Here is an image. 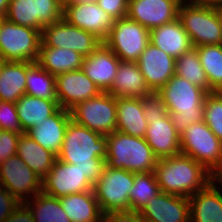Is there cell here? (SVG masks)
<instances>
[{
  "label": "cell",
  "instance_id": "obj_1",
  "mask_svg": "<svg viewBox=\"0 0 222 222\" xmlns=\"http://www.w3.org/2000/svg\"><path fill=\"white\" fill-rule=\"evenodd\" d=\"M106 155V136L69 121L58 160L77 165L94 185L106 167Z\"/></svg>",
  "mask_w": 222,
  "mask_h": 222
},
{
  "label": "cell",
  "instance_id": "obj_2",
  "mask_svg": "<svg viewBox=\"0 0 222 222\" xmlns=\"http://www.w3.org/2000/svg\"><path fill=\"white\" fill-rule=\"evenodd\" d=\"M154 174L160 192L186 198L204 189L213 180L210 172L184 154L158 160Z\"/></svg>",
  "mask_w": 222,
  "mask_h": 222
},
{
  "label": "cell",
  "instance_id": "obj_3",
  "mask_svg": "<svg viewBox=\"0 0 222 222\" xmlns=\"http://www.w3.org/2000/svg\"><path fill=\"white\" fill-rule=\"evenodd\" d=\"M158 93L179 135L189 125L204 121L203 103L208 92L201 87L175 74Z\"/></svg>",
  "mask_w": 222,
  "mask_h": 222
},
{
  "label": "cell",
  "instance_id": "obj_4",
  "mask_svg": "<svg viewBox=\"0 0 222 222\" xmlns=\"http://www.w3.org/2000/svg\"><path fill=\"white\" fill-rule=\"evenodd\" d=\"M106 165L134 173L154 172L158 162L145 138L115 131L106 136Z\"/></svg>",
  "mask_w": 222,
  "mask_h": 222
},
{
  "label": "cell",
  "instance_id": "obj_5",
  "mask_svg": "<svg viewBox=\"0 0 222 222\" xmlns=\"http://www.w3.org/2000/svg\"><path fill=\"white\" fill-rule=\"evenodd\" d=\"M180 149L181 154L193 158L213 176L222 167V141L204 121L185 129L180 135Z\"/></svg>",
  "mask_w": 222,
  "mask_h": 222
},
{
  "label": "cell",
  "instance_id": "obj_6",
  "mask_svg": "<svg viewBox=\"0 0 222 222\" xmlns=\"http://www.w3.org/2000/svg\"><path fill=\"white\" fill-rule=\"evenodd\" d=\"M134 172L112 169L106 165L93 192L103 214L131 211L130 192L134 184Z\"/></svg>",
  "mask_w": 222,
  "mask_h": 222
},
{
  "label": "cell",
  "instance_id": "obj_7",
  "mask_svg": "<svg viewBox=\"0 0 222 222\" xmlns=\"http://www.w3.org/2000/svg\"><path fill=\"white\" fill-rule=\"evenodd\" d=\"M183 3L178 19L193 46L222 44V24L216 8Z\"/></svg>",
  "mask_w": 222,
  "mask_h": 222
},
{
  "label": "cell",
  "instance_id": "obj_8",
  "mask_svg": "<svg viewBox=\"0 0 222 222\" xmlns=\"http://www.w3.org/2000/svg\"><path fill=\"white\" fill-rule=\"evenodd\" d=\"M41 31L14 24L2 18L0 22V56L6 61L37 62Z\"/></svg>",
  "mask_w": 222,
  "mask_h": 222
},
{
  "label": "cell",
  "instance_id": "obj_9",
  "mask_svg": "<svg viewBox=\"0 0 222 222\" xmlns=\"http://www.w3.org/2000/svg\"><path fill=\"white\" fill-rule=\"evenodd\" d=\"M69 111L74 122L103 136L117 131L116 97L108 92L77 103Z\"/></svg>",
  "mask_w": 222,
  "mask_h": 222
},
{
  "label": "cell",
  "instance_id": "obj_10",
  "mask_svg": "<svg viewBox=\"0 0 222 222\" xmlns=\"http://www.w3.org/2000/svg\"><path fill=\"white\" fill-rule=\"evenodd\" d=\"M103 43L121 61L136 62L150 43V30L128 17L120 18Z\"/></svg>",
  "mask_w": 222,
  "mask_h": 222
},
{
  "label": "cell",
  "instance_id": "obj_11",
  "mask_svg": "<svg viewBox=\"0 0 222 222\" xmlns=\"http://www.w3.org/2000/svg\"><path fill=\"white\" fill-rule=\"evenodd\" d=\"M60 0H10L5 18L14 24L42 30L63 19Z\"/></svg>",
  "mask_w": 222,
  "mask_h": 222
},
{
  "label": "cell",
  "instance_id": "obj_12",
  "mask_svg": "<svg viewBox=\"0 0 222 222\" xmlns=\"http://www.w3.org/2000/svg\"><path fill=\"white\" fill-rule=\"evenodd\" d=\"M41 43L53 48L72 49L86 57L95 51L103 41L93 33L71 25L63 18L42 28Z\"/></svg>",
  "mask_w": 222,
  "mask_h": 222
},
{
  "label": "cell",
  "instance_id": "obj_13",
  "mask_svg": "<svg viewBox=\"0 0 222 222\" xmlns=\"http://www.w3.org/2000/svg\"><path fill=\"white\" fill-rule=\"evenodd\" d=\"M91 190H93V184L77 165L58 159H56L51 171L42 180V192L56 198Z\"/></svg>",
  "mask_w": 222,
  "mask_h": 222
},
{
  "label": "cell",
  "instance_id": "obj_14",
  "mask_svg": "<svg viewBox=\"0 0 222 222\" xmlns=\"http://www.w3.org/2000/svg\"><path fill=\"white\" fill-rule=\"evenodd\" d=\"M0 185L21 203L27 200L23 194L42 192V179L17 154L0 164Z\"/></svg>",
  "mask_w": 222,
  "mask_h": 222
},
{
  "label": "cell",
  "instance_id": "obj_15",
  "mask_svg": "<svg viewBox=\"0 0 222 222\" xmlns=\"http://www.w3.org/2000/svg\"><path fill=\"white\" fill-rule=\"evenodd\" d=\"M55 80L56 98L62 109L70 110L77 103L97 97L101 93L82 69L57 75Z\"/></svg>",
  "mask_w": 222,
  "mask_h": 222
},
{
  "label": "cell",
  "instance_id": "obj_16",
  "mask_svg": "<svg viewBox=\"0 0 222 222\" xmlns=\"http://www.w3.org/2000/svg\"><path fill=\"white\" fill-rule=\"evenodd\" d=\"M63 18L73 26L93 33L104 41L114 20L96 2L73 3L64 6Z\"/></svg>",
  "mask_w": 222,
  "mask_h": 222
},
{
  "label": "cell",
  "instance_id": "obj_17",
  "mask_svg": "<svg viewBox=\"0 0 222 222\" xmlns=\"http://www.w3.org/2000/svg\"><path fill=\"white\" fill-rule=\"evenodd\" d=\"M180 4L179 0H129L127 17L151 30L177 19Z\"/></svg>",
  "mask_w": 222,
  "mask_h": 222
},
{
  "label": "cell",
  "instance_id": "obj_18",
  "mask_svg": "<svg viewBox=\"0 0 222 222\" xmlns=\"http://www.w3.org/2000/svg\"><path fill=\"white\" fill-rule=\"evenodd\" d=\"M176 59L149 43L136 61L151 91L158 92L175 75Z\"/></svg>",
  "mask_w": 222,
  "mask_h": 222
},
{
  "label": "cell",
  "instance_id": "obj_19",
  "mask_svg": "<svg viewBox=\"0 0 222 222\" xmlns=\"http://www.w3.org/2000/svg\"><path fill=\"white\" fill-rule=\"evenodd\" d=\"M145 222H190L186 197L159 192L140 210Z\"/></svg>",
  "mask_w": 222,
  "mask_h": 222
},
{
  "label": "cell",
  "instance_id": "obj_20",
  "mask_svg": "<svg viewBox=\"0 0 222 222\" xmlns=\"http://www.w3.org/2000/svg\"><path fill=\"white\" fill-rule=\"evenodd\" d=\"M120 59L102 43L89 56L84 57L82 71L101 92H108L117 73Z\"/></svg>",
  "mask_w": 222,
  "mask_h": 222
},
{
  "label": "cell",
  "instance_id": "obj_21",
  "mask_svg": "<svg viewBox=\"0 0 222 222\" xmlns=\"http://www.w3.org/2000/svg\"><path fill=\"white\" fill-rule=\"evenodd\" d=\"M144 138L158 160L181 154L180 135L169 114L162 119L151 120Z\"/></svg>",
  "mask_w": 222,
  "mask_h": 222
},
{
  "label": "cell",
  "instance_id": "obj_22",
  "mask_svg": "<svg viewBox=\"0 0 222 222\" xmlns=\"http://www.w3.org/2000/svg\"><path fill=\"white\" fill-rule=\"evenodd\" d=\"M70 120V111L60 107L53 115L36 124L26 134L57 156L61 151L66 127Z\"/></svg>",
  "mask_w": 222,
  "mask_h": 222
},
{
  "label": "cell",
  "instance_id": "obj_23",
  "mask_svg": "<svg viewBox=\"0 0 222 222\" xmlns=\"http://www.w3.org/2000/svg\"><path fill=\"white\" fill-rule=\"evenodd\" d=\"M150 43L175 59L194 47L178 18L173 22L152 28Z\"/></svg>",
  "mask_w": 222,
  "mask_h": 222
},
{
  "label": "cell",
  "instance_id": "obj_24",
  "mask_svg": "<svg viewBox=\"0 0 222 222\" xmlns=\"http://www.w3.org/2000/svg\"><path fill=\"white\" fill-rule=\"evenodd\" d=\"M188 200L190 222H222V194L214 180Z\"/></svg>",
  "mask_w": 222,
  "mask_h": 222
},
{
  "label": "cell",
  "instance_id": "obj_25",
  "mask_svg": "<svg viewBox=\"0 0 222 222\" xmlns=\"http://www.w3.org/2000/svg\"><path fill=\"white\" fill-rule=\"evenodd\" d=\"M117 131L144 138L148 122L144 116L142 98L116 97Z\"/></svg>",
  "mask_w": 222,
  "mask_h": 222
},
{
  "label": "cell",
  "instance_id": "obj_26",
  "mask_svg": "<svg viewBox=\"0 0 222 222\" xmlns=\"http://www.w3.org/2000/svg\"><path fill=\"white\" fill-rule=\"evenodd\" d=\"M151 92L137 63L120 61L108 93L115 97L142 98Z\"/></svg>",
  "mask_w": 222,
  "mask_h": 222
},
{
  "label": "cell",
  "instance_id": "obj_27",
  "mask_svg": "<svg viewBox=\"0 0 222 222\" xmlns=\"http://www.w3.org/2000/svg\"><path fill=\"white\" fill-rule=\"evenodd\" d=\"M84 56L72 49L53 48L40 44L37 63L48 73L57 76L82 68Z\"/></svg>",
  "mask_w": 222,
  "mask_h": 222
},
{
  "label": "cell",
  "instance_id": "obj_28",
  "mask_svg": "<svg viewBox=\"0 0 222 222\" xmlns=\"http://www.w3.org/2000/svg\"><path fill=\"white\" fill-rule=\"evenodd\" d=\"M59 200L71 222H102L103 213L93 190L73 193Z\"/></svg>",
  "mask_w": 222,
  "mask_h": 222
},
{
  "label": "cell",
  "instance_id": "obj_29",
  "mask_svg": "<svg viewBox=\"0 0 222 222\" xmlns=\"http://www.w3.org/2000/svg\"><path fill=\"white\" fill-rule=\"evenodd\" d=\"M16 154L42 180L51 171L57 159L52 151L43 148L26 133L18 140Z\"/></svg>",
  "mask_w": 222,
  "mask_h": 222
},
{
  "label": "cell",
  "instance_id": "obj_30",
  "mask_svg": "<svg viewBox=\"0 0 222 222\" xmlns=\"http://www.w3.org/2000/svg\"><path fill=\"white\" fill-rule=\"evenodd\" d=\"M24 133L53 115L59 108L57 100H46L24 94L15 103Z\"/></svg>",
  "mask_w": 222,
  "mask_h": 222
},
{
  "label": "cell",
  "instance_id": "obj_31",
  "mask_svg": "<svg viewBox=\"0 0 222 222\" xmlns=\"http://www.w3.org/2000/svg\"><path fill=\"white\" fill-rule=\"evenodd\" d=\"M27 62L6 61L0 75V100L16 103L26 91Z\"/></svg>",
  "mask_w": 222,
  "mask_h": 222
},
{
  "label": "cell",
  "instance_id": "obj_32",
  "mask_svg": "<svg viewBox=\"0 0 222 222\" xmlns=\"http://www.w3.org/2000/svg\"><path fill=\"white\" fill-rule=\"evenodd\" d=\"M26 95L46 100H57L55 76L37 62H27Z\"/></svg>",
  "mask_w": 222,
  "mask_h": 222
},
{
  "label": "cell",
  "instance_id": "obj_33",
  "mask_svg": "<svg viewBox=\"0 0 222 222\" xmlns=\"http://www.w3.org/2000/svg\"><path fill=\"white\" fill-rule=\"evenodd\" d=\"M200 63L210 85V93L222 92V44L196 46Z\"/></svg>",
  "mask_w": 222,
  "mask_h": 222
},
{
  "label": "cell",
  "instance_id": "obj_34",
  "mask_svg": "<svg viewBox=\"0 0 222 222\" xmlns=\"http://www.w3.org/2000/svg\"><path fill=\"white\" fill-rule=\"evenodd\" d=\"M175 74L210 93V85L195 47L176 58Z\"/></svg>",
  "mask_w": 222,
  "mask_h": 222
},
{
  "label": "cell",
  "instance_id": "obj_35",
  "mask_svg": "<svg viewBox=\"0 0 222 222\" xmlns=\"http://www.w3.org/2000/svg\"><path fill=\"white\" fill-rule=\"evenodd\" d=\"M32 202H23L31 211L34 222H71L65 211L62 209L59 198L44 194L43 192L34 196ZM35 207V208H34Z\"/></svg>",
  "mask_w": 222,
  "mask_h": 222
},
{
  "label": "cell",
  "instance_id": "obj_36",
  "mask_svg": "<svg viewBox=\"0 0 222 222\" xmlns=\"http://www.w3.org/2000/svg\"><path fill=\"white\" fill-rule=\"evenodd\" d=\"M160 192L154 172L135 173L130 192L131 211H140Z\"/></svg>",
  "mask_w": 222,
  "mask_h": 222
},
{
  "label": "cell",
  "instance_id": "obj_37",
  "mask_svg": "<svg viewBox=\"0 0 222 222\" xmlns=\"http://www.w3.org/2000/svg\"><path fill=\"white\" fill-rule=\"evenodd\" d=\"M204 122L222 141V92L208 93L203 103Z\"/></svg>",
  "mask_w": 222,
  "mask_h": 222
},
{
  "label": "cell",
  "instance_id": "obj_38",
  "mask_svg": "<svg viewBox=\"0 0 222 222\" xmlns=\"http://www.w3.org/2000/svg\"><path fill=\"white\" fill-rule=\"evenodd\" d=\"M144 116L148 122L155 119H162L168 115L167 106L162 101V96L155 91L142 97Z\"/></svg>",
  "mask_w": 222,
  "mask_h": 222
},
{
  "label": "cell",
  "instance_id": "obj_39",
  "mask_svg": "<svg viewBox=\"0 0 222 222\" xmlns=\"http://www.w3.org/2000/svg\"><path fill=\"white\" fill-rule=\"evenodd\" d=\"M0 129L24 134L15 103L0 100Z\"/></svg>",
  "mask_w": 222,
  "mask_h": 222
},
{
  "label": "cell",
  "instance_id": "obj_40",
  "mask_svg": "<svg viewBox=\"0 0 222 222\" xmlns=\"http://www.w3.org/2000/svg\"><path fill=\"white\" fill-rule=\"evenodd\" d=\"M21 134L0 130V164L17 153V143Z\"/></svg>",
  "mask_w": 222,
  "mask_h": 222
},
{
  "label": "cell",
  "instance_id": "obj_41",
  "mask_svg": "<svg viewBox=\"0 0 222 222\" xmlns=\"http://www.w3.org/2000/svg\"><path fill=\"white\" fill-rule=\"evenodd\" d=\"M96 3L113 20L127 17L129 0H96Z\"/></svg>",
  "mask_w": 222,
  "mask_h": 222
},
{
  "label": "cell",
  "instance_id": "obj_42",
  "mask_svg": "<svg viewBox=\"0 0 222 222\" xmlns=\"http://www.w3.org/2000/svg\"><path fill=\"white\" fill-rule=\"evenodd\" d=\"M20 203L6 188L0 185V222H4Z\"/></svg>",
  "mask_w": 222,
  "mask_h": 222
},
{
  "label": "cell",
  "instance_id": "obj_43",
  "mask_svg": "<svg viewBox=\"0 0 222 222\" xmlns=\"http://www.w3.org/2000/svg\"><path fill=\"white\" fill-rule=\"evenodd\" d=\"M102 222H145L140 211H119L102 215Z\"/></svg>",
  "mask_w": 222,
  "mask_h": 222
},
{
  "label": "cell",
  "instance_id": "obj_44",
  "mask_svg": "<svg viewBox=\"0 0 222 222\" xmlns=\"http://www.w3.org/2000/svg\"><path fill=\"white\" fill-rule=\"evenodd\" d=\"M4 222H34V217L30 209L20 203Z\"/></svg>",
  "mask_w": 222,
  "mask_h": 222
},
{
  "label": "cell",
  "instance_id": "obj_45",
  "mask_svg": "<svg viewBox=\"0 0 222 222\" xmlns=\"http://www.w3.org/2000/svg\"><path fill=\"white\" fill-rule=\"evenodd\" d=\"M222 0H192L191 5H198V6H206V7H214L216 8Z\"/></svg>",
  "mask_w": 222,
  "mask_h": 222
},
{
  "label": "cell",
  "instance_id": "obj_46",
  "mask_svg": "<svg viewBox=\"0 0 222 222\" xmlns=\"http://www.w3.org/2000/svg\"><path fill=\"white\" fill-rule=\"evenodd\" d=\"M10 0H0V18H5Z\"/></svg>",
  "mask_w": 222,
  "mask_h": 222
},
{
  "label": "cell",
  "instance_id": "obj_47",
  "mask_svg": "<svg viewBox=\"0 0 222 222\" xmlns=\"http://www.w3.org/2000/svg\"><path fill=\"white\" fill-rule=\"evenodd\" d=\"M61 4L64 6L73 3H91L96 2V0H60Z\"/></svg>",
  "mask_w": 222,
  "mask_h": 222
},
{
  "label": "cell",
  "instance_id": "obj_48",
  "mask_svg": "<svg viewBox=\"0 0 222 222\" xmlns=\"http://www.w3.org/2000/svg\"><path fill=\"white\" fill-rule=\"evenodd\" d=\"M213 179L222 183V167L221 169L213 176Z\"/></svg>",
  "mask_w": 222,
  "mask_h": 222
},
{
  "label": "cell",
  "instance_id": "obj_49",
  "mask_svg": "<svg viewBox=\"0 0 222 222\" xmlns=\"http://www.w3.org/2000/svg\"><path fill=\"white\" fill-rule=\"evenodd\" d=\"M216 10L218 12V15L220 17V20H221V24H222V3H220L217 7H216Z\"/></svg>",
  "mask_w": 222,
  "mask_h": 222
},
{
  "label": "cell",
  "instance_id": "obj_50",
  "mask_svg": "<svg viewBox=\"0 0 222 222\" xmlns=\"http://www.w3.org/2000/svg\"><path fill=\"white\" fill-rule=\"evenodd\" d=\"M6 63V60H4L1 56H0V75L2 74L4 65Z\"/></svg>",
  "mask_w": 222,
  "mask_h": 222
}]
</instances>
